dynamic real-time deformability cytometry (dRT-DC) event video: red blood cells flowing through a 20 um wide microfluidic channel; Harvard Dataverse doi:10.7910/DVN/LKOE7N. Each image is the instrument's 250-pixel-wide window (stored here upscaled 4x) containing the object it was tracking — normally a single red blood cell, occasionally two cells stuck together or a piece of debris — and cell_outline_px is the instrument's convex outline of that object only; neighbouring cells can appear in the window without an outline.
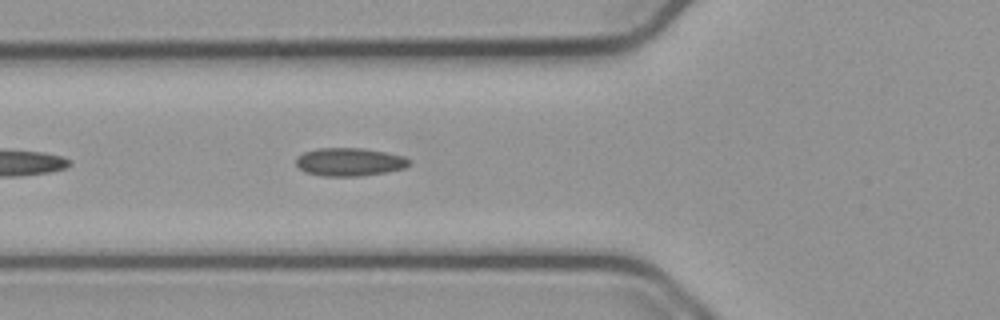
{"species": "common noctule bat (a hibernating species)", "species_latin": "Nyctalus noctula", "temperature_condition": "cold", "stored_images_in_passage": 10, "camera_frame_rate_fps": 3000, "um_per_image_px": 0.085, "animal": {"sex": "male", "body_mass_g": 23.1, "forearm_length_mm": 52.7}, "frame": {"image": 1, "passage_image": 6, "time_ms": 1.667, "image_size_px": [1000, 320], "cell_outline_px": [[408, 164], [404, 168], [388, 172], [360, 176], [320, 176], [304, 172], [296, 164], [296, 160], [304, 152], [320, 148], [360, 148], [384, 152], [404, 156], [408, 160]], "centroid_in_image_um": [29.69, 13.78], "position_along_channel_um": 96.1, "area_um2": 18.38}}